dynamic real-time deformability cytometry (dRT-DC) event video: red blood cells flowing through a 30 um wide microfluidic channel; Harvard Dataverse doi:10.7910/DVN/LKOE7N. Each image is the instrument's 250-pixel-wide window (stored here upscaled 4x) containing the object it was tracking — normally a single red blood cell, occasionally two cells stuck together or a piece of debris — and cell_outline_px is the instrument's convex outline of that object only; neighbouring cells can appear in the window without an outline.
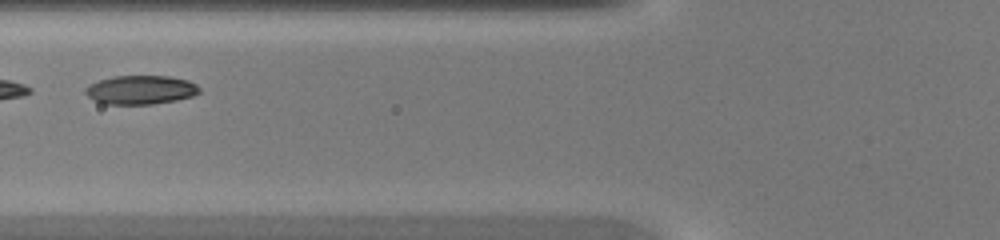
{"species": "common noctule bat (a hibernating species)", "species_latin": "Nyctalus noctula", "temperature_condition": "warm", "stored_images_in_passage": 31, "camera_frame_rate_fps": 3000, "um_per_image_px": 0.085, "animal": {"sex": "female", "body_mass_g": 20.0, "forearm_length_mm": 54.0}, "frame": {"image": 1, "passage_image": 9, "time_ms": 2.667, "image_size_px": [1000, 240], "cell_outline_px": [[200, 92], [192, 96], [176, 100], [152, 104], [104, 104], [88, 96], [84, 92], [84, 88], [88, 84], [112, 76], [168, 76], [188, 80], [196, 84], [200, 88]], "centroid_in_image_um": [11.94, 7.63], "position_along_channel_um": 113.9, "area_um2": 19.19}}
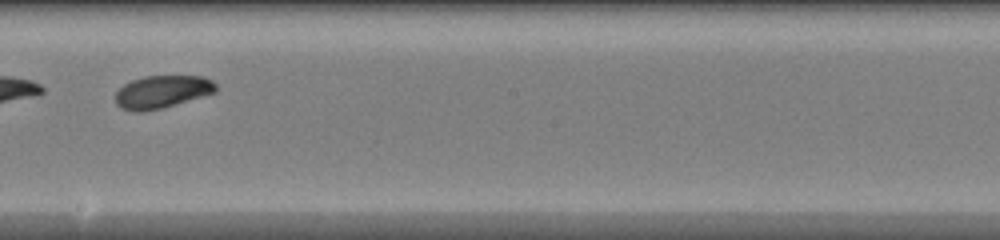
{"frame": {"image": 2, "passage_image": 17, "time_ms": 5.333, "image_size_px": [1000, 240], "cell_outline_px": [[216, 92], [160, 108], [140, 112], [132, 112], [120, 108], [116, 104], [116, 92], [124, 84], [132, 80], [144, 76], [204, 76], [212, 80], [216, 84]], "centroid_in_image_um": [13.75, 7.8], "position_along_channel_um": 234.4, "area_um2": 19.02}}
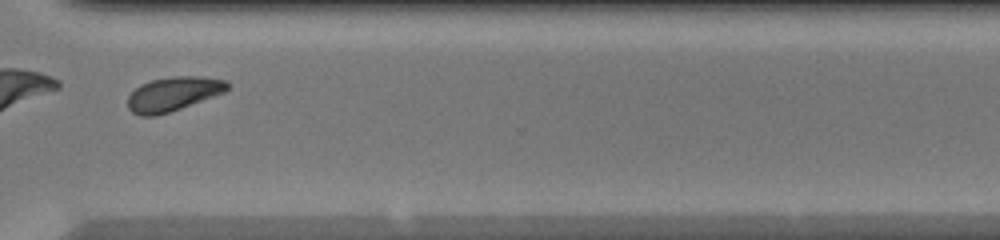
{"frame": {"image": 3, "passage_image": 25, "time_ms": 8.0, "image_size_px": [1000, 240], "cell_outline_px": [[228, 88], [224, 92], [180, 108], [156, 116], [140, 116], [132, 112], [128, 108], [128, 96], [140, 84], [152, 80], [168, 76], [200, 76], [228, 80]], "centroid_in_image_um": [14.7, 7.97], "position_along_channel_um": 355.9, "area_um2": 19.71}}